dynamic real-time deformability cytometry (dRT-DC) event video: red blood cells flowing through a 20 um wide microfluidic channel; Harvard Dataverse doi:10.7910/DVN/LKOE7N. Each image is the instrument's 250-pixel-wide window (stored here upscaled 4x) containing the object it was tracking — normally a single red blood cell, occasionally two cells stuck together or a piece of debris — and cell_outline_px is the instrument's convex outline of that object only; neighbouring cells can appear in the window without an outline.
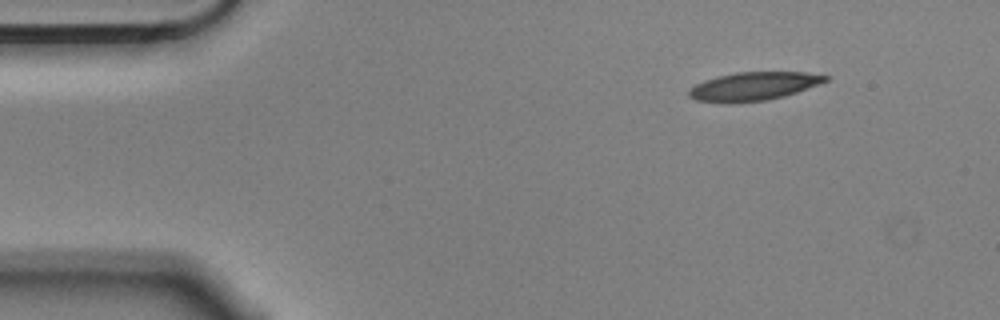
{"species": "Egyptian fruit bat (a non-hibernating species)", "species_latin": "Rousettus aegyptiacus", "temperature_condition": "cold", "stored_images_in_passage": 9, "camera_frame_rate_fps": 3000, "um_per_image_px": 0.085, "animal": {"sex": "male"}, "frame": {"image": 1, "passage_image": 1, "time_ms": 0.0, "image_size_px": [1000, 320], "cell_outline_px": [[832, 76], [828, 80], [820, 84], [784, 96], [764, 100], [732, 104], [720, 104], [696, 100], [688, 96], [688, 92], [696, 84], [704, 80], [736, 72], [804, 72]], "centroid_in_image_um": [64.04, 7.35], "position_along_channel_um": 21.0, "area_um2": 22.77}}
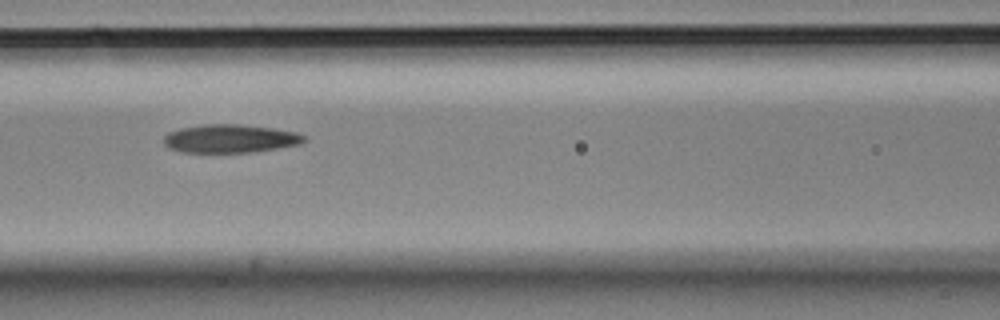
{"frame": {"image": 2, "passage_image": 6, "time_ms": 1.667, "image_size_px": [1000, 320], "cell_outline_px": [[304, 140], [300, 144], [252, 152], [180, 152], [168, 148], [164, 144], [164, 136], [168, 132], [180, 128], [204, 124], [240, 124], [272, 128], [296, 132], [304, 136]], "centroid_in_image_um": [19.51, 11.78], "position_along_channel_um": 147.1, "area_um2": 23.06}}
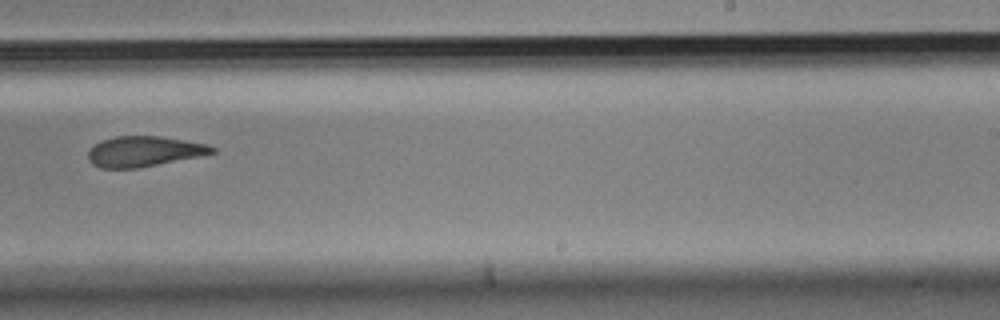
{"frame": {"image": 3, "passage_image": 9, "time_ms": 2.667, "image_size_px": [1000, 320], "cell_outline_px": [[216, 152], [200, 156], [136, 168], [100, 168], [92, 164], [88, 160], [88, 152], [100, 140], [116, 136], [160, 136], [208, 144], [216, 148]], "centroid_in_image_um": [12.24, 12.86], "position_along_channel_um": 276.8, "area_um2": 21.85}}